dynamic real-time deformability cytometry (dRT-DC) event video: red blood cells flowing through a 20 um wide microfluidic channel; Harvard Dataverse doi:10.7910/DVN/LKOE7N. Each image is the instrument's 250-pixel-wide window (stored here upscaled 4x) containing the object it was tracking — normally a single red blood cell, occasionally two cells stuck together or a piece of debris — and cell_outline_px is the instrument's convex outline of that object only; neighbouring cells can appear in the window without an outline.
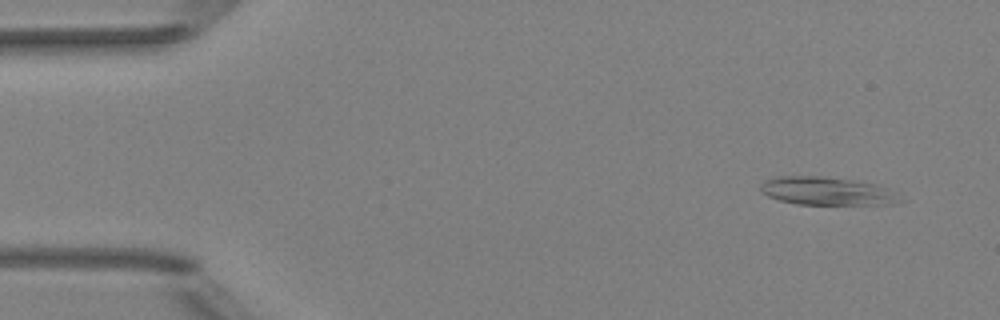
{"species": "Egyptian fruit bat (a non-hibernating species)", "species_latin": "Rousettus aegyptiacus", "temperature_condition": "room temperature", "stored_images_in_passage": 5, "camera_frame_rate_fps": 3000, "um_per_image_px": 0.085, "animal": {"sex": "female"}, "frame": {"image": 1, "passage_image": 2, "time_ms": 0.333, "image_size_px": [1000, 320], "cell_outline_px": [[900, 200], [892, 204], [796, 204], [780, 200], [768, 196], [760, 188], [760, 184], [764, 180], [776, 176], [820, 176], [852, 180], [872, 184], [884, 188]], "centroid_in_image_um": [70.14, 16.23], "position_along_channel_um": 14.9, "area_um2": 22.14}}
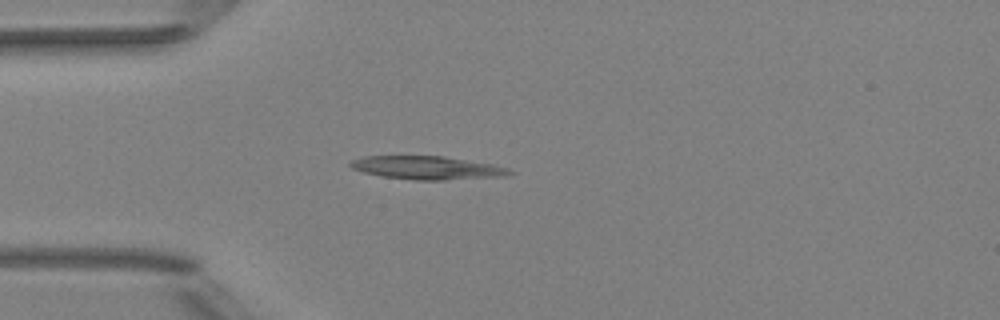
{"frame": {"image": 2, "passage_image": 4, "time_ms": 1.0, "image_size_px": [1000, 320], "cell_outline_px": [[516, 172], [504, 176], [444, 180], [412, 180], [384, 176], [364, 172], [352, 168], [348, 164], [352, 160], [364, 156], [444, 156], [492, 164], [508, 168]], "centroid_in_image_um": [36.33, 14.26], "position_along_channel_um": 48.7, "area_um2": 21.5}}